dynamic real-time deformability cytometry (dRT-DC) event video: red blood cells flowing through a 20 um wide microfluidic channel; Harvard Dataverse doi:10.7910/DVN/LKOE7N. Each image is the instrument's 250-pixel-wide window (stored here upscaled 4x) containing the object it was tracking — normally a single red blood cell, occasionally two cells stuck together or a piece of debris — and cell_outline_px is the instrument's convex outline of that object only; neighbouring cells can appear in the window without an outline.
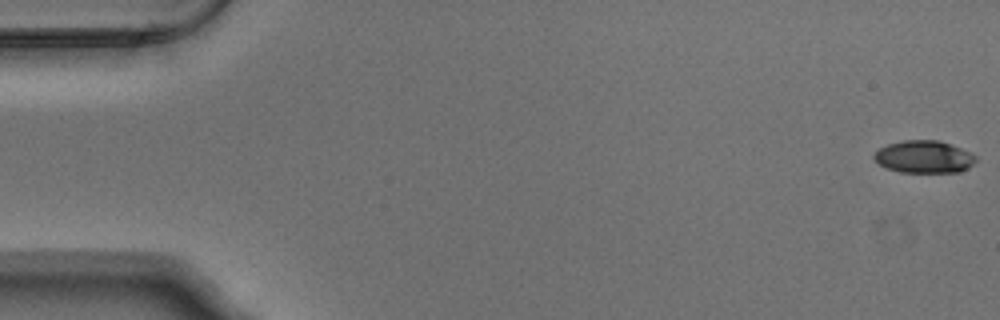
{"species": "Egyptian fruit bat (a non-hibernating species)", "species_latin": "Rousettus aegyptiacus", "temperature_condition": "warm", "stored_images_in_passage": 54, "camera_frame_rate_fps": 3000, "um_per_image_px": 0.085, "animal": {"sex": "male"}, "frame": {"image": 1, "passage_image": 1, "time_ms": 0.0, "image_size_px": [1000, 320], "cell_outline_px": [[976, 160], [968, 168], [960, 172], [900, 172], [884, 168], [872, 156], [880, 148], [888, 144], [904, 140], [940, 140], [952, 144], [976, 156]], "centroid_in_image_um": [78.53, 13.33], "position_along_channel_um": 6.5, "area_um2": 19.19}}
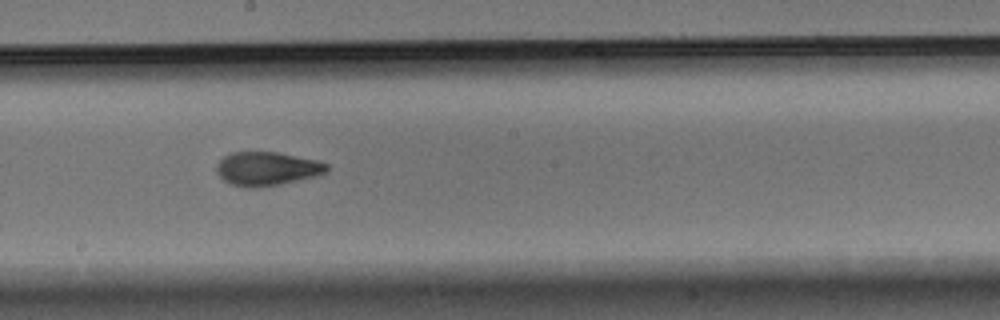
{"frame": {"image": 2, "passage_image": 30, "time_ms": 9.667, "image_size_px": [1000, 320], "cell_outline_px": [[328, 172], [280, 184], [256, 188], [248, 188], [232, 184], [224, 180], [216, 172], [216, 164], [228, 152], [276, 152], [320, 160], [328, 164]], "centroid_in_image_um": [22.68, 14.33], "position_along_channel_um": 225.5, "area_um2": 21.68}}
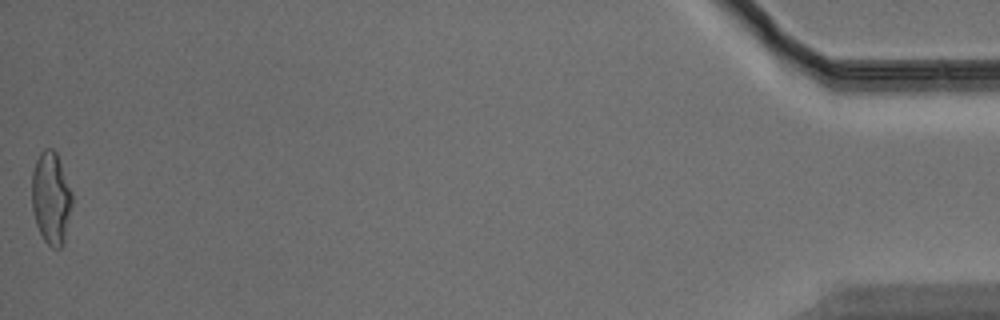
{"frame": {"image": 3, "passage_image": 54, "time_ms": 17.667, "image_size_px": [1000, 320], "cell_outline_px": [[72, 204], [64, 244], [60, 248], [52, 248], [44, 240], [36, 224], [32, 208], [32, 172], [36, 160], [40, 152], [44, 148], [52, 148], [56, 152], [72, 192]], "centroid_in_image_um": [4.34, 16.84], "position_along_channel_um": 430.9, "area_um2": 21.73}, "authors_computed_cell_mechanics": {"area_um2": 21.1548, "velocity_mm_per_s": 3.7863, "shape_relaxation_time_tau1_ms": 6.5013, "shape_relaxation_time_tau2_ms": 1.7973, "deformation_change_tau1": 0.2331, "deformation_change_tau2": 0.0776}}